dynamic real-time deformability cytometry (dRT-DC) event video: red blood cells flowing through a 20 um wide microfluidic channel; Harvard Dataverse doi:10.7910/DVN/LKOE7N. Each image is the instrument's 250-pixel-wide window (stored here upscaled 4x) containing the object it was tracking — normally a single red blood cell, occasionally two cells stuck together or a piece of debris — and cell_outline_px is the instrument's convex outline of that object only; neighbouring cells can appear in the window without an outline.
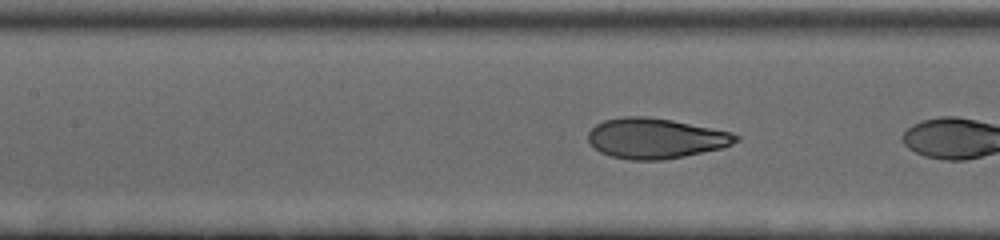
{"species": "human", "species_latin": "Homo sapiens", "temperature_condition": "cold", "stored_images_in_passage": 9, "camera_frame_rate_fps": 3000, "um_per_image_px": 0.085, "donor": {"sex": "female"}, "frame": {"image": 1, "passage_image": 8, "time_ms": 2.333, "image_size_px": [1000, 240], "cell_outline_px": [[740, 140], [724, 148], [664, 160], [632, 160], [612, 156], [600, 152], [588, 140], [588, 132], [596, 124], [604, 120], [624, 116], [644, 116], [672, 120], [732, 132], [740, 136]], "centroid_in_image_um": [55.76, 11.76], "position_along_channel_um": 151.6, "area_um2": 34.74}}